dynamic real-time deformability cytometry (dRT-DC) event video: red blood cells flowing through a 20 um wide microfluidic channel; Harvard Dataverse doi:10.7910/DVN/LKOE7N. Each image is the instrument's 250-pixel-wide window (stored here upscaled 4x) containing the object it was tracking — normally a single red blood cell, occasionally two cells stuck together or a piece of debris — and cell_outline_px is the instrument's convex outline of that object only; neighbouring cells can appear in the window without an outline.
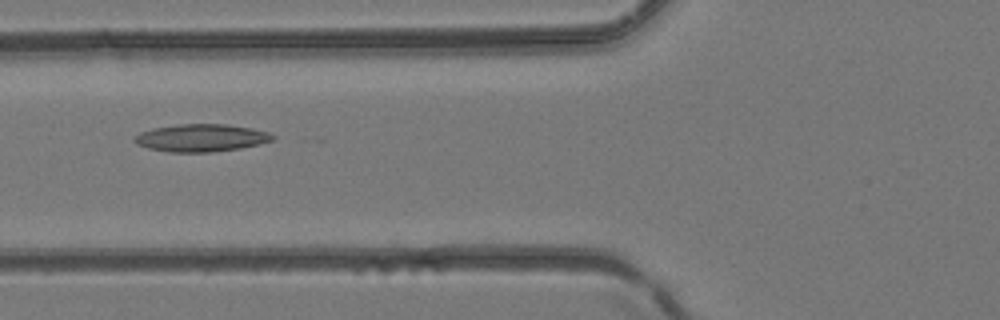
{"species": "common noctule bat (a hibernating species)", "species_latin": "Nyctalus noctula", "temperature_condition": "room temperature", "stored_images_in_passage": 8, "camera_frame_rate_fps": 3000, "um_per_image_px": 0.085, "animal": {"sex": "female", "body_mass_g": 24.6, "forearm_length_mm": 56.2}, "frame": {"image": 1, "passage_image": 3, "time_ms": 0.667, "image_size_px": [1000, 320], "cell_outline_px": [[276, 136], [272, 140], [260, 144], [240, 148], [212, 152], [168, 152], [148, 148], [136, 144], [132, 140], [140, 132], [152, 128], [176, 124], [228, 124], [252, 128], [268, 132]], "centroid_in_image_um": [17.09, 11.71], "position_along_channel_um": 108.7, "area_um2": 22.31}}